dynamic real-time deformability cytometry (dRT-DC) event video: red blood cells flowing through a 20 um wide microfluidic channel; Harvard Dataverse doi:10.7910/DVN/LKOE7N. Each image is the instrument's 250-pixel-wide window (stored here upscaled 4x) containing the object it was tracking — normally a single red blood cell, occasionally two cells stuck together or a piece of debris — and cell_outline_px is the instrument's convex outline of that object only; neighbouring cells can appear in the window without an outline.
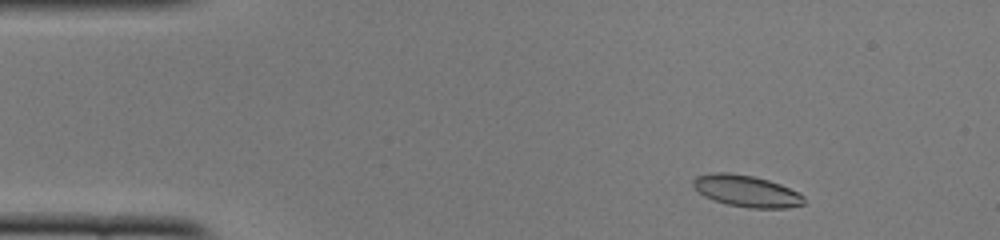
{"species": "common noctule bat (a hibernating species)", "species_latin": "Nyctalus noctula", "temperature_condition": "cold", "stored_images_in_passage": 48, "camera_frame_rate_fps": 3000, "um_per_image_px": 0.085, "animal": {"sex": "female", "body_mass_g": 22.0, "forearm_length_mm": 56.7}, "frame": {"image": 1, "passage_image": 4, "time_ms": 1.0, "image_size_px": [1000, 240], "cell_outline_px": [[804, 204], [788, 208], [748, 208], [728, 204], [704, 196], [692, 184], [692, 180], [696, 176], [712, 172], [728, 172], [752, 176], [768, 180], [780, 184], [804, 196]], "centroid_in_image_um": [63.44, 16.23], "position_along_channel_um": 21.6, "area_um2": 20.23}}
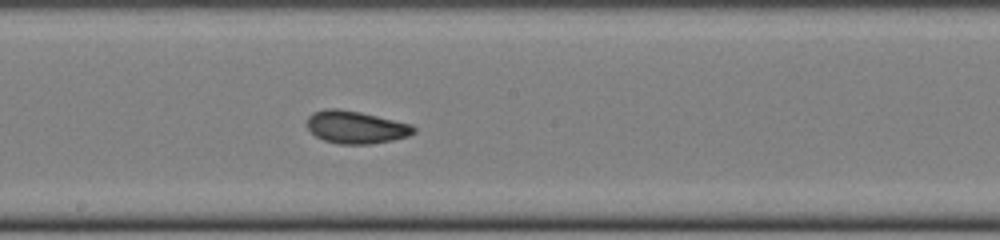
{"frame": {"image": 2, "passage_image": 25, "time_ms": 8.0, "image_size_px": [1000, 240], "cell_outline_px": [[416, 132], [408, 136], [392, 140], [368, 144], [340, 144], [324, 140], [316, 136], [308, 128], [308, 116], [312, 112], [324, 108], [336, 108], [360, 112], [412, 124], [416, 128]], "centroid_in_image_um": [30.25, 10.8], "position_along_channel_um": 217.9, "area_um2": 20.23}}
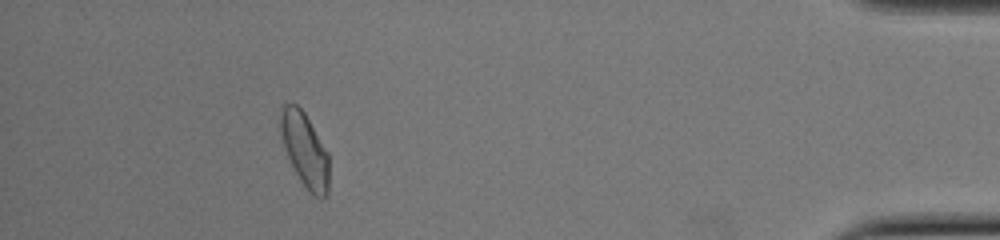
{"frame": {"image": 3, "passage_image": 44, "time_ms": 14.333, "image_size_px": [1000, 240], "cell_outline_px": [[328, 196], [316, 196], [300, 180], [288, 156], [280, 136], [280, 108], [284, 104], [296, 104], [304, 112], [328, 152]], "centroid_in_image_um": [25.9, 12.68], "position_along_channel_um": 409.3, "area_um2": 20.52}, "authors_computed_cell_mechanics": {"area_um2": 20.1144, "velocity_mm_per_s": 3.9067, "shape_relaxation_time_tau1_ms": 4.2977, "shape_relaxation_time_tau2_ms": 1.728, "deformation_change_tau1": 0.1338, "deformation_change_tau2": 0.0732}}